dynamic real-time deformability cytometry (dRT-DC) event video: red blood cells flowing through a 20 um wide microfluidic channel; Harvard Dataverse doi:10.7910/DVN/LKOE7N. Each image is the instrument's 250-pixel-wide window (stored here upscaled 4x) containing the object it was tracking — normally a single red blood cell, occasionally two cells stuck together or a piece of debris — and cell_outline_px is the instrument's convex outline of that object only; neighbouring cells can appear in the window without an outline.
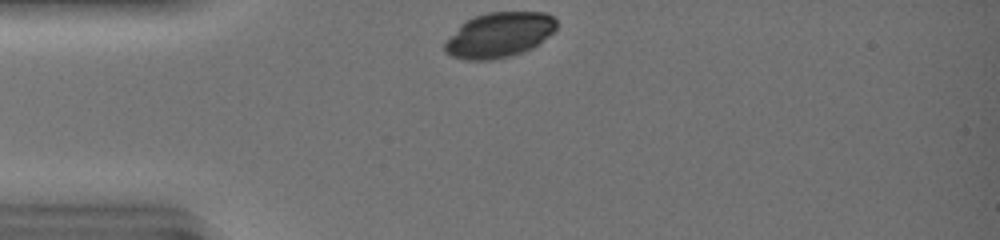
{"species": "common noctule bat (a hibernating species)", "species_latin": "Nyctalus noctula", "temperature_condition": "warm", "stored_images_in_passage": 29, "camera_frame_rate_fps": 3000, "um_per_image_px": 0.085, "animal": {"sex": "female", "body_mass_g": 19.0, "forearm_length_mm": 51.5}, "frame": {"image": 1, "passage_image": 1, "time_ms": 0.0, "image_size_px": [1000, 240], "cell_outline_px": [[556, 28], [548, 36], [532, 48], [508, 56], [492, 60], [464, 60], [452, 56], [444, 52], [444, 44], [460, 24], [472, 16], [488, 12], [544, 12], [552, 16], [556, 20]], "centroid_in_image_um": [42.4, 2.96], "position_along_channel_um": 42.6, "area_um2": 29.25}}